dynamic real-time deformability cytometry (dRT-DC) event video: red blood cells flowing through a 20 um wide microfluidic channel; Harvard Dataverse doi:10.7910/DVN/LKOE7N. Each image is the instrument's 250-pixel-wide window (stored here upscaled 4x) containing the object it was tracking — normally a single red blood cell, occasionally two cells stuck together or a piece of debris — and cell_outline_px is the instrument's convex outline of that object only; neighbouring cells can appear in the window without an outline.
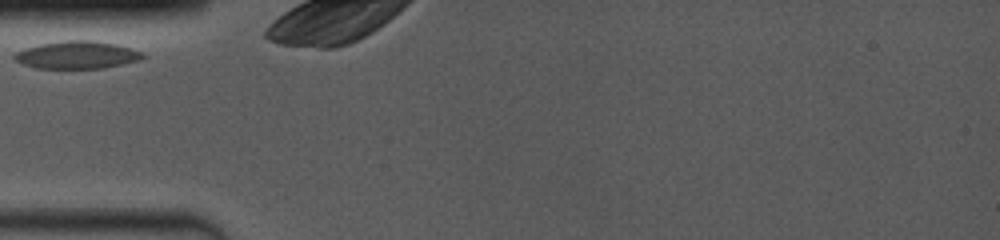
{"species": "common noctule bat (a hibernating species)", "species_latin": "Nyctalus noctula", "temperature_condition": "room temperature", "stored_images_in_passage": 3, "camera_frame_rate_fps": 4000, "um_per_image_px": 0.085, "animal": {"sex": "female", "body_mass_g": 19.0, "forearm_length_mm": 53.3}, "frame": {"image": 1, "passage_image": 1, "time_ms": 0.0, "image_size_px": [1000, 240], "cell_outline_px": [[144, 56], [140, 60], [104, 68], [36, 68], [24, 64], [16, 60], [12, 56], [16, 52], [24, 48], [40, 44], [64, 40], [92, 40], [116, 44], [140, 52]], "centroid_in_image_um": [6.51, 4.66], "position_along_channel_um": 78.5, "area_um2": 20.4}}